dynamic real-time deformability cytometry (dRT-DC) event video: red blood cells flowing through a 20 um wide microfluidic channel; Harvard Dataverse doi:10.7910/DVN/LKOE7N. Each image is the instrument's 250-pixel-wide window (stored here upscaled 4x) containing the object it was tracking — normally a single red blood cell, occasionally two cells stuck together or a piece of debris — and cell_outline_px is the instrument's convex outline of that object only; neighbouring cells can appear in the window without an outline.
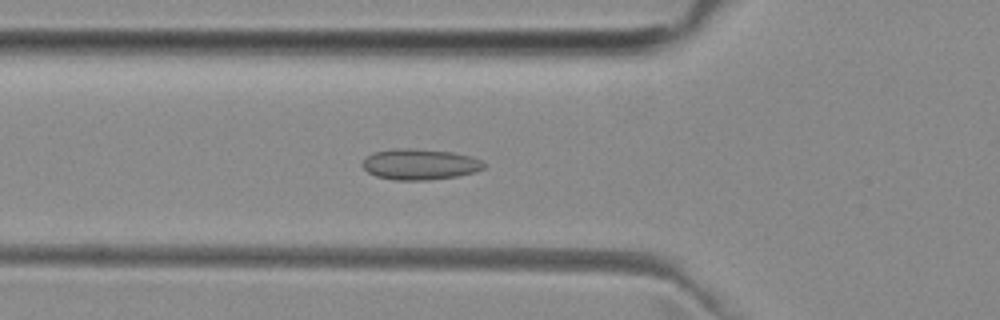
{"species": "common noctule bat (a hibernating species)", "species_latin": "Nyctalus noctula", "temperature_condition": "room temperature", "stored_images_in_passage": 52, "camera_frame_rate_fps": 3000, "um_per_image_px": 0.085, "animal": {"sex": "female", "body_mass_g": 29.2, "forearm_length_mm": 56.3}, "frame": {"image": 1, "passage_image": 17, "time_ms": 5.333, "image_size_px": [1000, 320], "cell_outline_px": [[484, 168], [476, 172], [456, 176], [428, 180], [392, 180], [376, 176], [368, 172], [360, 164], [372, 152], [392, 148], [416, 148], [452, 152], [472, 156], [480, 160], [484, 164]], "centroid_in_image_um": [35.66, 13.96], "position_along_channel_um": 90.1, "area_um2": 22.02}}
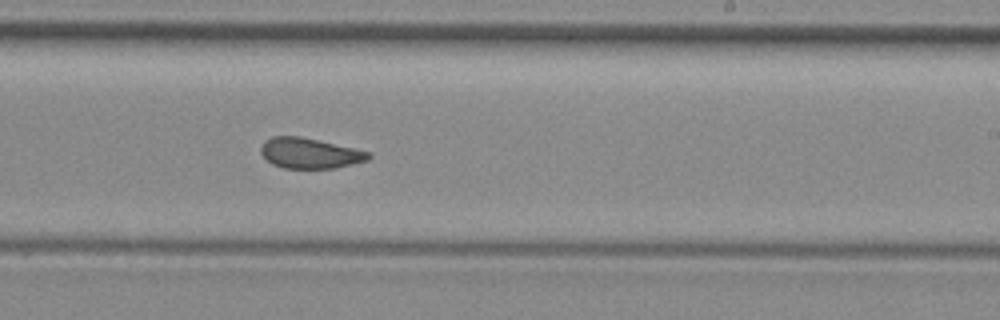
{"frame": {"image": 2, "passage_image": 30, "time_ms": 9.667, "image_size_px": [1000, 320], "cell_outline_px": [[372, 156], [368, 160], [336, 168], [284, 168], [272, 164], [260, 152], [260, 148], [264, 140], [272, 136], [300, 136], [352, 148], [368, 152]], "centroid_in_image_um": [26.29, 13.02], "position_along_channel_um": 262.7, "area_um2": 18.9}}
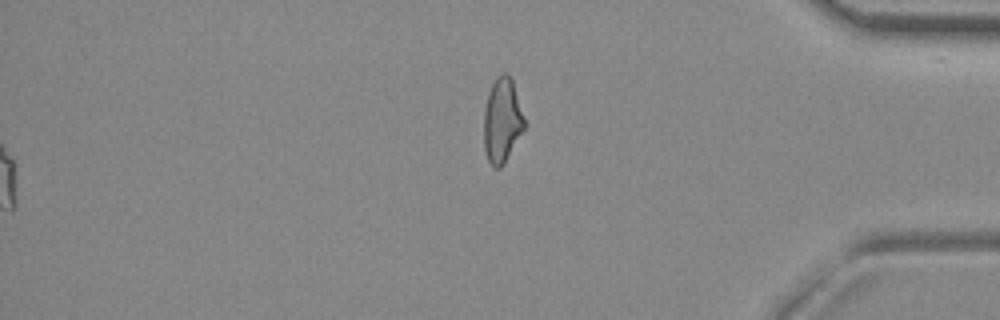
{"frame": {"image": 3, "passage_image": 52, "time_ms": 17.0, "image_size_px": [1000, 320], "cell_outline_px": [[524, 128], [504, 164], [500, 168], [492, 168], [488, 160], [484, 148], [484, 112], [488, 92], [496, 76], [504, 72], [508, 72], [512, 80], [524, 120]], "centroid_in_image_um": [42.65, 10.24], "position_along_channel_um": 392.5, "area_um2": 19.77}, "authors_computed_cell_mechanics": {"area_um2": 20.0566, "velocity_mm_per_s": 3.9851, "shape_relaxation_time_tau1_ms": null, "shape_relaxation_time_tau2_ms": 1.7495, "deformation_change_tau1": null, "deformation_change_tau2": 0.0787}}